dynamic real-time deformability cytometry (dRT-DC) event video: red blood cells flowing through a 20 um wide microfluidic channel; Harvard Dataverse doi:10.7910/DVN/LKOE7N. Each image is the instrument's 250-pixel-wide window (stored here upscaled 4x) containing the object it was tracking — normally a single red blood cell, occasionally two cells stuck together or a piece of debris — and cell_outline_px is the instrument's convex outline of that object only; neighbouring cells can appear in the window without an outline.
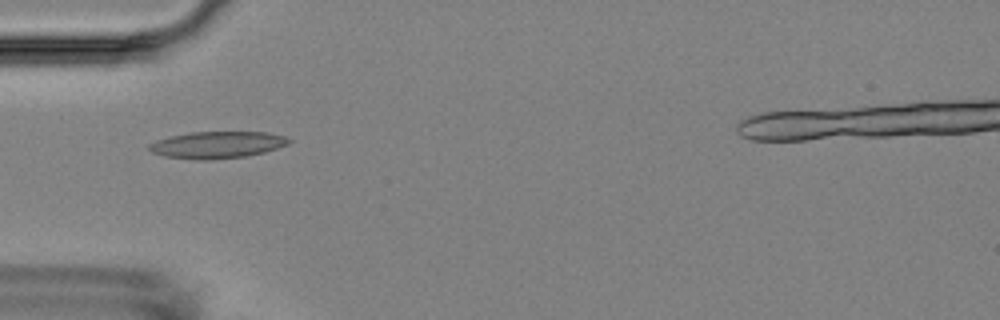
{"species": "Egyptian fruit bat (a non-hibernating species)", "species_latin": "Rousettus aegyptiacus", "temperature_condition": "room temperature", "stored_images_in_passage": 7, "camera_frame_rate_fps": 3000, "um_per_image_px": 0.085, "animal": {"sex": "female"}, "frame": {"image": 1, "passage_image": 5, "time_ms": 5.667, "image_size_px": [1000, 320], "cell_outline_px": [[292, 140], [288, 144], [264, 152], [248, 156], [208, 160], [196, 160], [164, 156], [152, 152], [148, 148], [148, 144], [156, 140], [172, 136], [192, 132], [268, 132], [284, 136]], "centroid_in_image_um": [18.46, 12.31], "position_along_channel_um": 66.5, "area_um2": 21.85}}
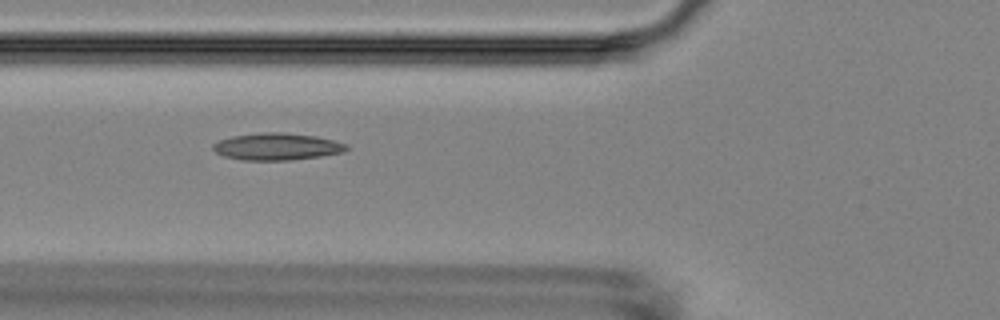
{"frame": {"image": 2, "passage_image": 6, "time_ms": 6.667, "image_size_px": [1000, 320], "cell_outline_px": [[348, 148], [344, 152], [320, 156], [288, 160], [240, 160], [224, 156], [216, 152], [212, 148], [212, 144], [220, 140], [232, 136], [260, 132], [284, 132], [316, 136], [348, 144]], "centroid_in_image_um": [23.53, 12.45], "position_along_channel_um": 102.3, "area_um2": 21.04}}